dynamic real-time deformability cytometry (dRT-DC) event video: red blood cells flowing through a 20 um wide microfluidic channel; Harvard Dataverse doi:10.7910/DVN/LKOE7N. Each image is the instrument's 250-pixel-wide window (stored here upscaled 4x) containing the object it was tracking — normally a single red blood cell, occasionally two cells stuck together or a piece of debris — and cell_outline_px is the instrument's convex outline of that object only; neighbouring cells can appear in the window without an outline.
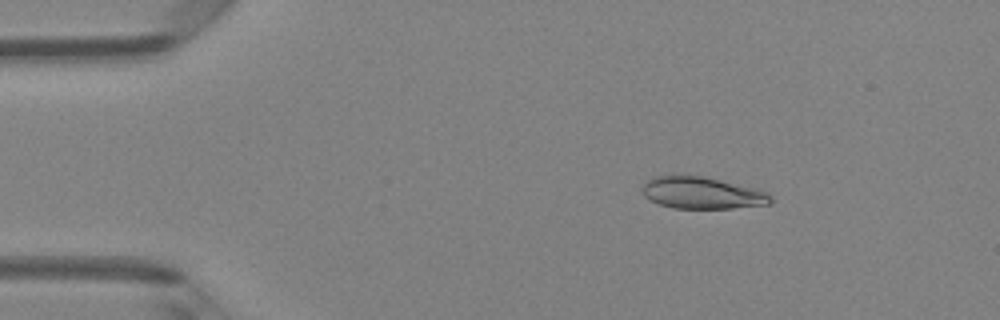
{"species": "Egyptian fruit bat (a non-hibernating species)", "species_latin": "Rousettus aegyptiacus", "temperature_condition": "room temperature", "stored_images_in_passage": 49, "camera_frame_rate_fps": 3000, "um_per_image_px": 0.085, "animal": {"sex": "female"}, "frame": {"image": 1, "passage_image": 8, "time_ms": 2.333, "image_size_px": [1000, 320], "cell_outline_px": [[772, 200], [768, 204], [732, 208], [672, 208], [660, 204], [644, 196], [644, 184], [648, 180], [656, 176], [672, 172], [688, 172], [768, 192], [772, 196]], "centroid_in_image_um": [59.62, 16.35], "position_along_channel_um": 25.4, "area_um2": 24.22}}
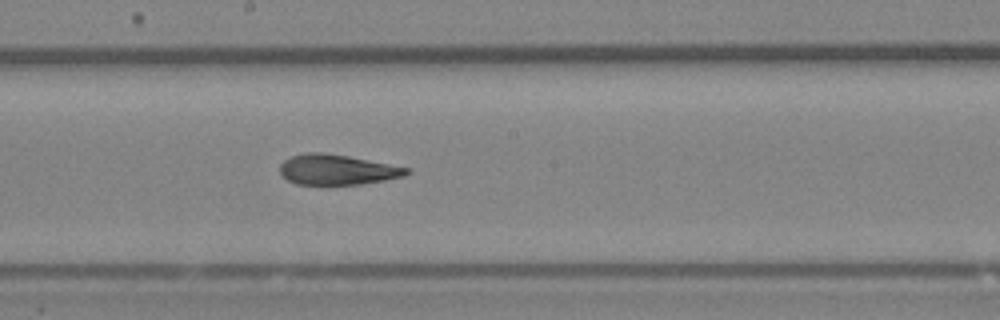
{"frame": {"image": 2, "passage_image": 27, "time_ms": 8.667, "image_size_px": [1000, 320], "cell_outline_px": [[412, 172], [404, 176], [384, 180], [360, 184], [296, 184], [288, 180], [280, 172], [280, 164], [284, 160], [292, 156], [304, 152], [324, 152], [348, 156], [412, 168]], "centroid_in_image_um": [28.68, 14.41], "position_along_channel_um": 219.5, "area_um2": 22.37}}
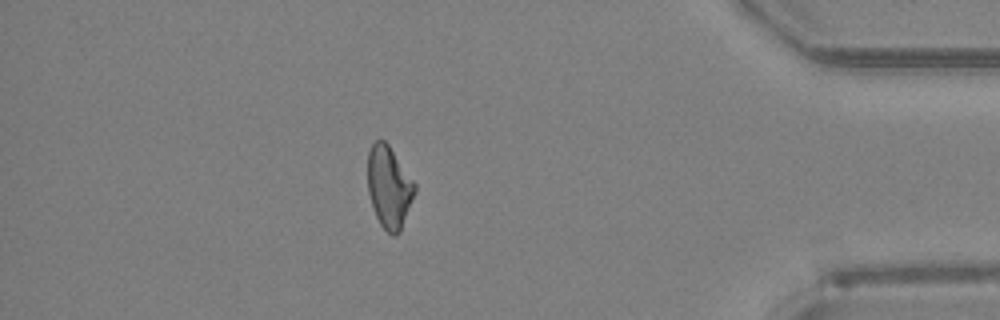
{"frame": {"image": 3, "passage_image": 43, "time_ms": 14.0, "image_size_px": [1000, 320], "cell_outline_px": [[416, 192], [400, 232], [396, 236], [392, 236], [380, 224], [376, 216], [368, 192], [368, 152], [372, 144], [376, 140], [384, 140], [388, 144], [416, 184]], "centroid_in_image_um": [33.08, 15.91], "position_along_channel_um": 402.1, "area_um2": 22.43}, "authors_computed_cell_mechanics": {"area_um2": 23.5246, "velocity_mm_per_s": 4.1596, "shape_relaxation_time_tau1_ms": 4.6668, "shape_relaxation_time_tau2_ms": 2.8143, "deformation_change_tau1": 0.1425, "deformation_change_tau2": 0.0973}}